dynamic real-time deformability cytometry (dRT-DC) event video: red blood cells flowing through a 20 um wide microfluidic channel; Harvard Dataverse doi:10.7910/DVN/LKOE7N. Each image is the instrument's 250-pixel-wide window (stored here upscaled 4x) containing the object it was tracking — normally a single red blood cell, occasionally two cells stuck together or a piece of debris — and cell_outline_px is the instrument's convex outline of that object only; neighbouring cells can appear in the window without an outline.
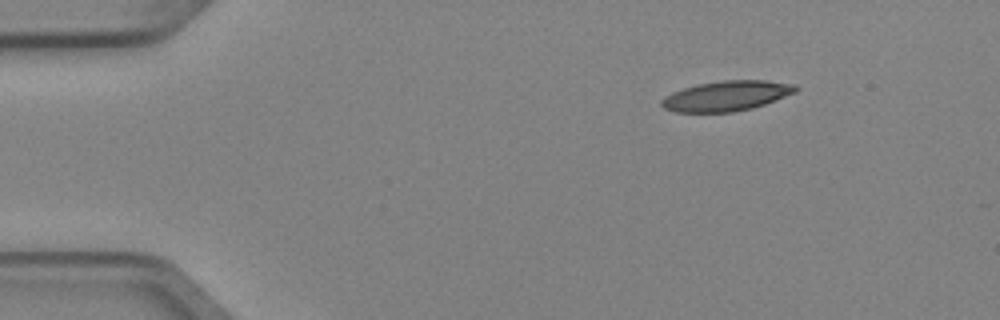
{"species": "Egyptian fruit bat (a non-hibernating species)", "species_latin": "Rousettus aegyptiacus", "temperature_condition": "cold", "stored_images_in_passage": 4, "segment_of_instrument_passage": [2, 2], "camera_frame_rate_fps": 3000, "um_per_image_px": 0.085, "animal": {"sex": "female"}, "frame": {"image": 1, "passage_image": 4, "time_ms": 1.0, "image_size_px": [1000, 320], "cell_outline_px": [[800, 88], [796, 92], [764, 104], [752, 108], [732, 112], [676, 112], [664, 108], [660, 104], [660, 100], [664, 96], [672, 92], [696, 84], [724, 80], [764, 80], [796, 84]], "centroid_in_image_um": [61.75, 8.14], "position_along_channel_um": 23.3, "area_um2": 23.58}}